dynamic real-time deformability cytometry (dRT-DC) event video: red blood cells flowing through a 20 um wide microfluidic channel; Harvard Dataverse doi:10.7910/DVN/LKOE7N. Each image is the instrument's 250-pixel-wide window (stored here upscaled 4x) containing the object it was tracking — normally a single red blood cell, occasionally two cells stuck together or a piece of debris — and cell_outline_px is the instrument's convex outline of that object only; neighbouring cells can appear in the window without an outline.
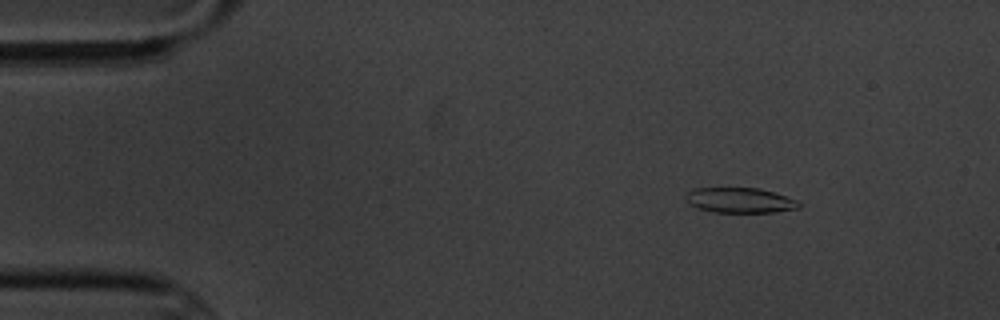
{"species": "common noctule bat (a hibernating species)", "species_latin": "Nyctalus noctula", "temperature_condition": "cold", "stored_images_in_passage": 4, "camera_frame_rate_fps": 3000, "um_per_image_px": 0.085, "animal": {"sex": "male", "body_mass_g": 20.1, "forearm_length_mm": 53.5}, "frame": {"image": 1, "passage_image": 1, "time_ms": 0.0, "image_size_px": [1000, 320], "cell_outline_px": [[800, 208], [776, 212], [712, 212], [696, 208], [688, 204], [684, 196], [692, 188], [760, 188], [796, 200], [800, 204]], "centroid_in_image_um": [62.83, 17.03], "position_along_channel_um": 22.2, "area_um2": 16.65}}